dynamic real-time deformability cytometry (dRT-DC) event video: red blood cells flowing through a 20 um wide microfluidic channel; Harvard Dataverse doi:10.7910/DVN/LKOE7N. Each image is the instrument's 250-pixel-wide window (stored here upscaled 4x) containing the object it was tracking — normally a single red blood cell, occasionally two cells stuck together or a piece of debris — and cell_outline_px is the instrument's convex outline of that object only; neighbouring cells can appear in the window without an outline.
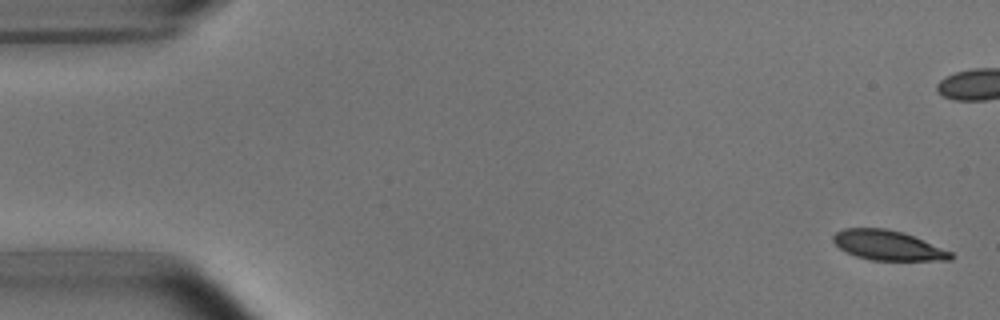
{"species": "common noctule bat (a hibernating species)", "species_latin": "Nyctalus noctula", "temperature_condition": "room temperature", "stored_images_in_passage": 7, "camera_frame_rate_fps": 3000, "um_per_image_px": 0.085, "animal": {"sex": "male", "body_mass_g": 15.6}, "frame": {"image": 1, "passage_image": 1, "time_ms": 0.0, "image_size_px": [1000, 320], "cell_outline_px": [[952, 260], [872, 260], [856, 256], [840, 248], [832, 240], [832, 236], [836, 232], [844, 228], [884, 228], [904, 232], [952, 252]], "centroid_in_image_um": [75.46, 20.84], "position_along_channel_um": 9.5, "area_um2": 20.23}}